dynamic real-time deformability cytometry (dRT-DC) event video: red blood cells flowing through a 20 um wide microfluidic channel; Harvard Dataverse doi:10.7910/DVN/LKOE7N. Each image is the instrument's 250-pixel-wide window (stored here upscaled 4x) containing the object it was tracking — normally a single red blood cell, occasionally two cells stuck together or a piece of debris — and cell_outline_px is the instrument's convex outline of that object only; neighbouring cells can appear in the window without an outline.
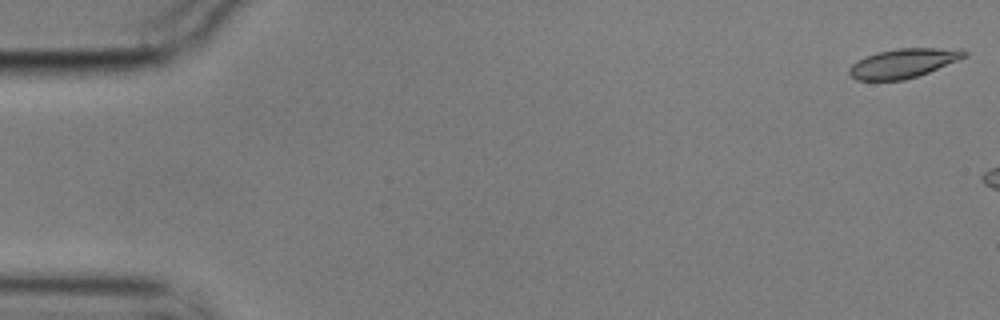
{"species": "common noctule bat (a hibernating species)", "species_latin": "Nyctalus noctula", "temperature_condition": "cold", "stored_images_in_passage": 7, "camera_frame_rate_fps": 3000, "um_per_image_px": 0.085, "animal": {"sex": "male", "body_mass_g": 17.9}, "frame": {"image": 1, "passage_image": 1, "time_ms": 0.0, "image_size_px": [1000, 320], "cell_outline_px": [[968, 56], [928, 72], [904, 80], [856, 80], [848, 72], [848, 68], [852, 64], [876, 52], [900, 48], [964, 48], [968, 52]], "centroid_in_image_um": [76.83, 5.36], "position_along_channel_um": 8.2, "area_um2": 19.54}}